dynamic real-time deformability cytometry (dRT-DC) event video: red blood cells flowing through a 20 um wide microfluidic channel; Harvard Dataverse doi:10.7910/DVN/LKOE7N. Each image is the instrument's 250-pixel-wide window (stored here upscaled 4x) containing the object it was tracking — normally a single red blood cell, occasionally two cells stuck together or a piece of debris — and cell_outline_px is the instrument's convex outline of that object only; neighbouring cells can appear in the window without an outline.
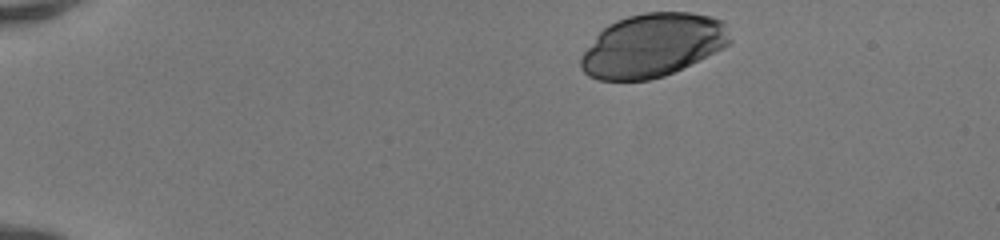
{"species": "human", "species_latin": "Homo sapiens", "temperature_condition": "room temperature", "stored_images_in_passage": 42, "camera_frame_rate_fps": 3000, "um_per_image_px": 0.085, "donor": {"sex": "female"}, "frame": {"image": 1, "passage_image": 1, "time_ms": 0.0, "image_size_px": [1000, 240], "cell_outline_px": [[732, 40], [728, 44], [664, 76], [648, 80], [600, 80], [588, 76], [580, 68], [580, 56], [596, 36], [608, 24], [616, 20], [628, 16], [644, 12], [692, 12], [724, 20]], "centroid_in_image_um": [55.43, 3.84], "position_along_channel_um": 29.6, "area_um2": 54.68}}